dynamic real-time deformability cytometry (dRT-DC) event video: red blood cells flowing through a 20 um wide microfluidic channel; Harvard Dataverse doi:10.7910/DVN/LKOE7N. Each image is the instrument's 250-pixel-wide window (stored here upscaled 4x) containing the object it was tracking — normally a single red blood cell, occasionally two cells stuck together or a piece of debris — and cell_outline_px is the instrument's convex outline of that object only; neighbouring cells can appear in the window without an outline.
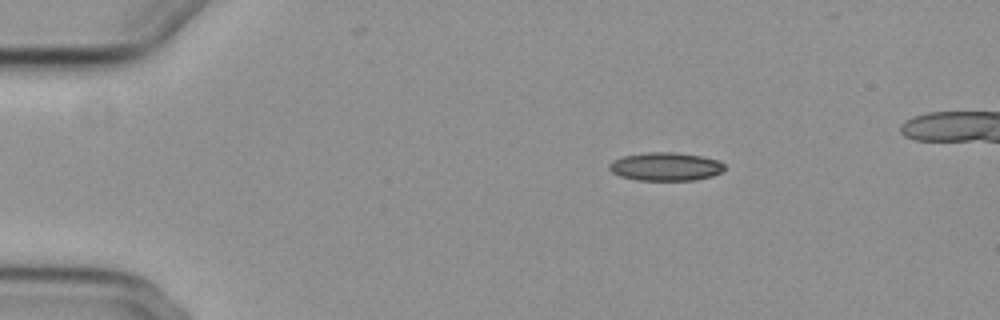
{"species": "common noctule bat (a hibernating species)", "species_latin": "Nyctalus noctula", "temperature_condition": "cold", "stored_images_in_passage": 6, "camera_frame_rate_fps": 3000, "um_per_image_px": 0.085, "animal": {"sex": "female", "body_mass_g": 29.2, "forearm_length_mm": 56.3}, "frame": {"image": 1, "passage_image": 3, "time_ms": 3.333, "image_size_px": [1000, 320], "cell_outline_px": [[724, 168], [720, 172], [712, 176], [696, 180], [636, 180], [620, 176], [612, 172], [608, 168], [608, 164], [612, 160], [624, 156], [648, 152], [676, 152], [704, 156], [720, 160], [724, 164]], "centroid_in_image_um": [56.58, 14.15], "position_along_channel_um": 28.4, "area_um2": 19.19}}